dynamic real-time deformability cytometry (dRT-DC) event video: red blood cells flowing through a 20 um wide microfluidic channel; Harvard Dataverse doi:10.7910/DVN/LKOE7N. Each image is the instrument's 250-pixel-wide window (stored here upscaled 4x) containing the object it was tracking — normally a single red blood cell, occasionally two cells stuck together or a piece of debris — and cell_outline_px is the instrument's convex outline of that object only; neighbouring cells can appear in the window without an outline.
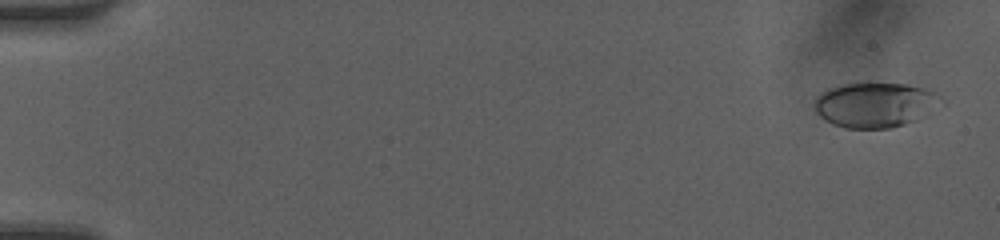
{"species": "human", "species_latin": "Homo sapiens", "temperature_condition": "room temperature", "stored_images_in_passage": 41, "camera_frame_rate_fps": 3000, "um_per_image_px": 0.085, "donor": {"sex": "female"}, "frame": {"image": 1, "passage_image": 1, "time_ms": 0.0, "image_size_px": [1000, 240], "cell_outline_px": [[944, 104], [928, 116], [904, 124], [888, 128], [844, 128], [832, 124], [824, 120], [816, 112], [816, 96], [828, 88], [844, 84], [904, 84], [928, 88], [936, 92], [944, 100]], "centroid_in_image_um": [74.47, 8.92], "position_along_channel_um": 10.5, "area_um2": 33.47}}
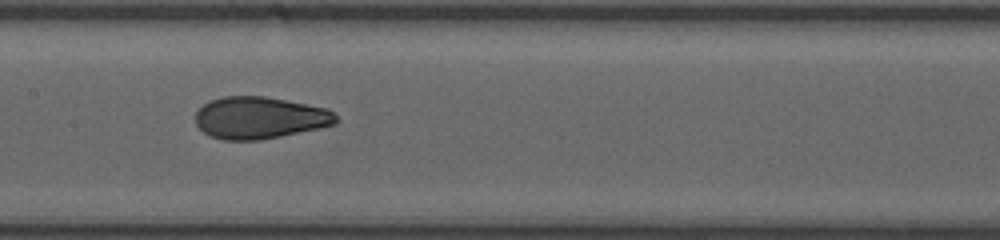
{"frame": {"image": 2, "passage_image": 18, "time_ms": 5.667, "image_size_px": [1000, 240], "cell_outline_px": [[336, 124], [320, 128], [260, 140], [224, 140], [212, 136], [204, 132], [196, 124], [196, 112], [208, 100], [224, 96], [264, 96], [328, 108], [336, 116]], "centroid_in_image_um": [22.06, 10.0], "position_along_channel_um": 185.3, "area_um2": 34.28}}
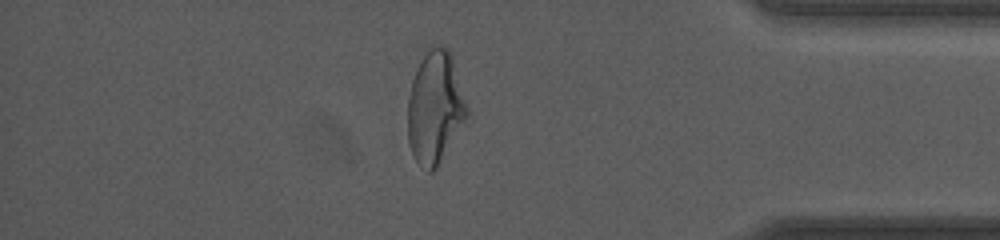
{"frame": {"image": 3, "passage_image": 35, "time_ms": 11.333, "image_size_px": [1000, 240], "cell_outline_px": [[468, 116], [436, 168], [432, 172], [428, 172], [412, 156], [408, 144], [408, 96], [412, 80], [416, 68], [424, 56], [432, 48], [440, 44], [448, 48], [452, 56], [468, 108]], "centroid_in_image_um": [36.97, 9.15], "position_along_channel_um": 398.2, "area_um2": 38.44}, "authors_computed_cell_mechanics": {"area_um2": 34.7956, "velocity_mm_per_s": 4.208, "shape_relaxation_time_tau1_ms": 4.791, "shape_relaxation_time_tau2_ms": 0.6983, "deformation_change_tau1": 0.165, "deformation_change_tau2": 0.0559}}